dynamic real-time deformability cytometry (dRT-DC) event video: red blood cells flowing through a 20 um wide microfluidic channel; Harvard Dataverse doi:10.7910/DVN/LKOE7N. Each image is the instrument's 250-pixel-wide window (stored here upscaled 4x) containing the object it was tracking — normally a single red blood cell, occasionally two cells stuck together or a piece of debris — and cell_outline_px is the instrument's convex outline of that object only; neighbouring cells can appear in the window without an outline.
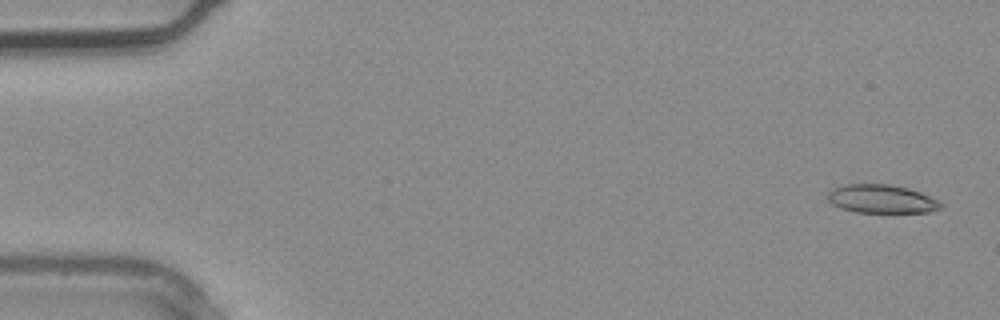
{"species": "common noctule bat (a hibernating species)", "species_latin": "Nyctalus noctula", "temperature_condition": "warm", "stored_images_in_passage": 2, "segment_of_instrument_passage": [2, 2], "camera_frame_rate_fps": 3000, "um_per_image_px": 0.085, "animal": {"sex": "male", "body_mass_g": 20.4}, "frame": {"image": 1, "passage_image": 2, "time_ms": 0.333, "image_size_px": [1000, 320], "cell_outline_px": [[944, 204], [940, 208], [928, 212], [856, 212], [840, 208], [832, 204], [828, 200], [828, 192], [832, 188], [844, 184], [888, 184], [908, 188], [920, 192]], "centroid_in_image_um": [74.89, 16.9], "position_along_channel_um": 10.1, "area_um2": 18.67}}